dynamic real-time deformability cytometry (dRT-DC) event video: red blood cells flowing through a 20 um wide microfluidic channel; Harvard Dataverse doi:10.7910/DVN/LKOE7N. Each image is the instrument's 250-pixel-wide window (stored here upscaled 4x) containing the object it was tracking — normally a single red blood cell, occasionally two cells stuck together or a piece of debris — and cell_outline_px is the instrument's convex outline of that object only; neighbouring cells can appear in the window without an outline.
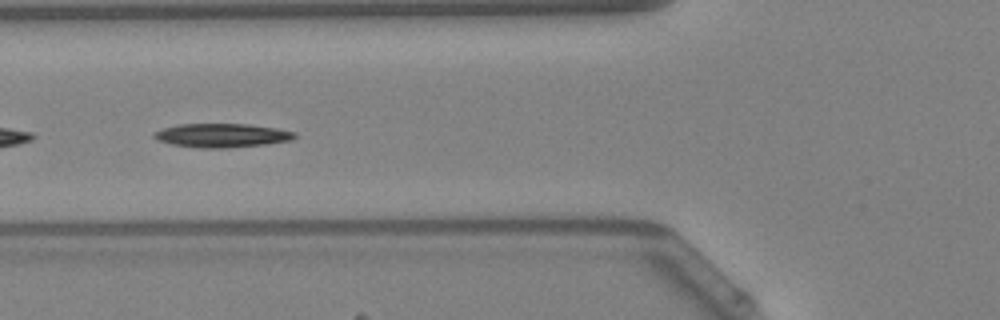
{"species": "Egyptian fruit bat (a non-hibernating species)", "species_latin": "Rousettus aegyptiacus", "temperature_condition": "warm", "stored_images_in_passage": 49, "segment_of_instrument_passage": [2, 2], "camera_frame_rate_fps": 3000, "um_per_image_px": 0.085, "animal": {"sex": "female"}, "frame": {"image": 1, "passage_image": 19, "time_ms": 6.0, "image_size_px": [1000, 320], "cell_outline_px": [[296, 136], [292, 140], [268, 144], [224, 148], [204, 148], [172, 144], [156, 140], [152, 136], [152, 132], [176, 124], [248, 124], [276, 128], [296, 132]], "centroid_in_image_um": [18.85, 11.51], "position_along_channel_um": 107.0, "area_um2": 19.59}}